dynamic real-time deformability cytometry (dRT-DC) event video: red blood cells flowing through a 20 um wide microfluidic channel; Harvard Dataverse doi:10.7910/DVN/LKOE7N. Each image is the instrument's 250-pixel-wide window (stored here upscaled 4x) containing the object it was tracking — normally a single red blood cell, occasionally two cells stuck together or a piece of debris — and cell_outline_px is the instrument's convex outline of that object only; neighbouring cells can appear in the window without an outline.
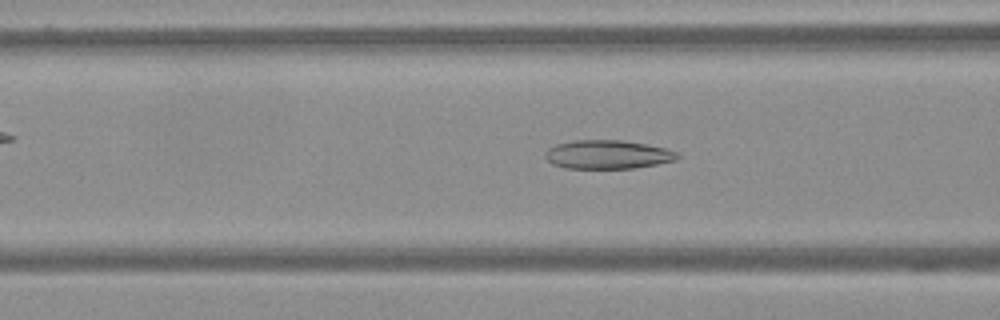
{"species": "Egyptian fruit bat (a non-hibernating species)", "species_latin": "Rousettus aegyptiacus", "temperature_condition": "warm", "stored_images_in_passage": 60, "camera_frame_rate_fps": 3000, "um_per_image_px": 0.085, "frame": {"image": 1, "passage_image": 24, "time_ms": 7.667, "image_size_px": [1000, 320], "cell_outline_px": [[680, 156], [676, 160], [636, 168], [564, 168], [552, 164], [544, 156], [544, 152], [548, 148], [556, 144], [576, 140], [624, 140], [664, 148], [676, 152]], "centroid_in_image_um": [51.61, 13.13], "position_along_channel_um": 115.0, "area_um2": 22.08}}
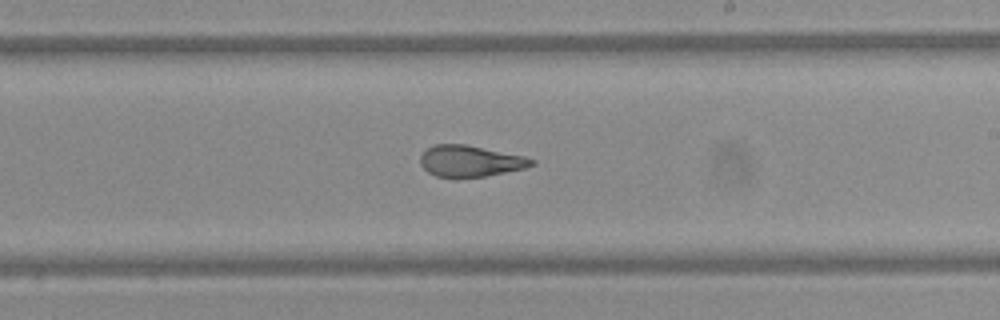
{"frame": {"image": 2, "passage_image": 36, "time_ms": 11.667, "image_size_px": [1000, 320], "cell_outline_px": [[536, 164], [524, 168], [484, 176], [436, 176], [428, 172], [420, 164], [420, 156], [428, 148], [436, 144], [464, 144], [524, 156], [536, 160]], "centroid_in_image_um": [39.97, 13.67], "position_along_channel_um": 249.0, "area_um2": 19.83}}
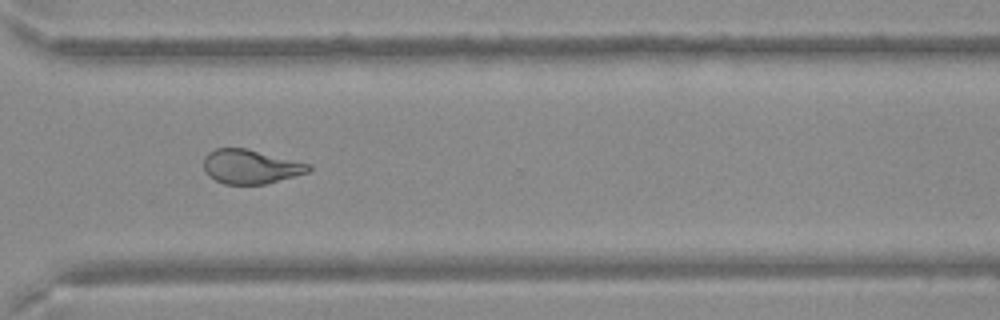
{"frame": {"image": 3, "passage_image": 45, "time_ms": 14.667, "image_size_px": [1000, 320], "cell_outline_px": [[312, 168], [308, 172], [264, 184], [224, 184], [208, 176], [204, 172], [204, 156], [208, 152], [216, 148], [248, 148], [312, 164]], "centroid_in_image_um": [21.29, 14.15], "position_along_channel_um": 349.3, "area_um2": 21.04}}